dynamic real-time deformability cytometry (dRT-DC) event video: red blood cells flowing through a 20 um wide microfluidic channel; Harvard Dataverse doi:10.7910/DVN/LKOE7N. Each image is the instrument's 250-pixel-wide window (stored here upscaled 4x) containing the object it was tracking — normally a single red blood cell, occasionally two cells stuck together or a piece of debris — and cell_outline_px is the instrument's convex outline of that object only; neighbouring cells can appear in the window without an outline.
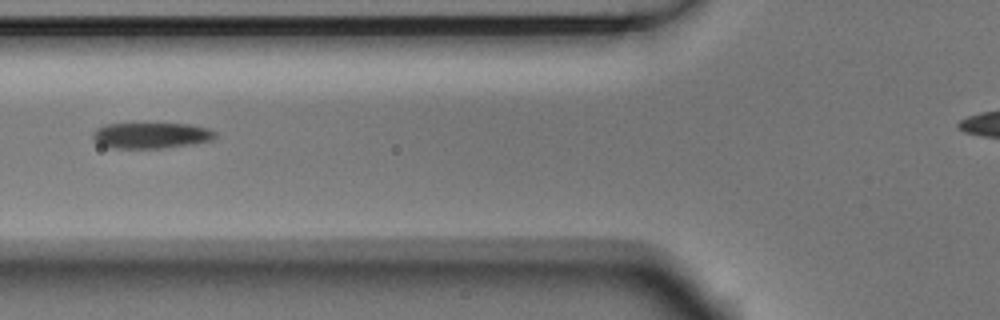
{"species": "Egyptian fruit bat (a non-hibernating species)", "species_latin": "Rousettus aegyptiacus", "temperature_condition": "room temperature", "stored_images_in_passage": 5, "camera_frame_rate_fps": 3000, "um_per_image_px": 0.085, "animal": {"sex": "male"}, "frame": {"image": 1, "passage_image": 3, "time_ms": 0.667, "image_size_px": [1000, 320], "cell_outline_px": [[216, 136], [212, 140], [196, 144], [164, 148], [112, 148], [100, 144], [92, 136], [92, 132], [96, 128], [104, 124], [188, 124], [208, 128], [216, 132]], "centroid_in_image_um": [12.87, 11.52], "position_along_channel_um": 112.9, "area_um2": 18.5}}
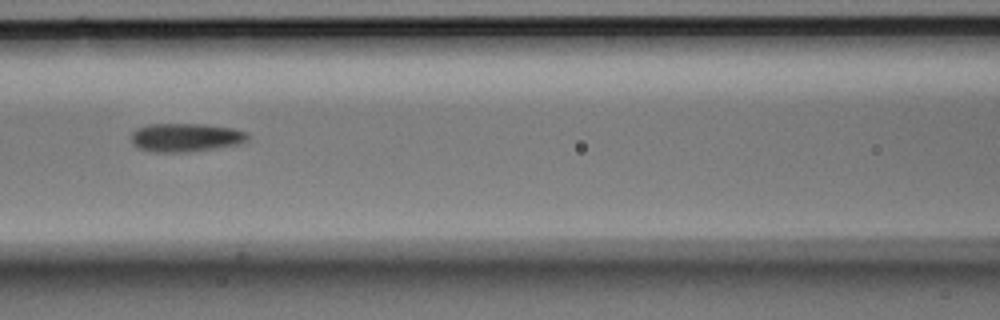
{"frame": {"image": 2, "passage_image": 4, "time_ms": 1.0, "image_size_px": [1000, 320], "cell_outline_px": [[248, 140], [240, 144], [216, 148], [188, 152], [148, 152], [136, 148], [132, 144], [132, 132], [136, 128], [148, 124], [204, 124], [232, 128], [248, 132]], "centroid_in_image_um": [15.76, 11.69], "position_along_channel_um": 150.8, "area_um2": 19.65}}
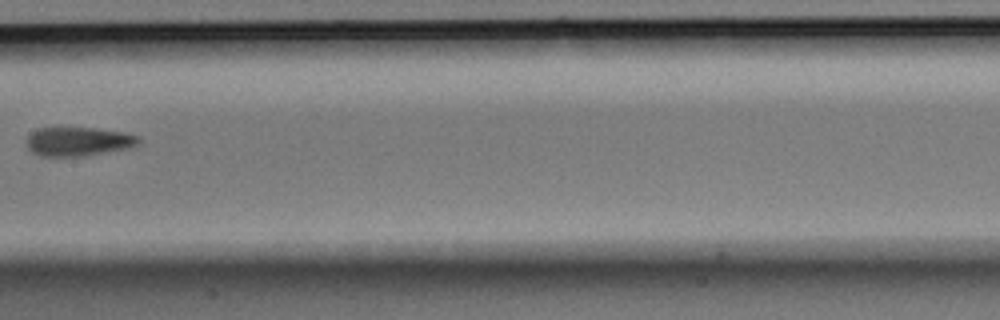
{"frame": {"image": 3, "passage_image": 5, "time_ms": 1.333, "image_size_px": [1000, 320], "cell_outline_px": [[140, 144], [128, 148], [84, 156], [40, 156], [32, 152], [28, 148], [28, 136], [32, 132], [40, 128], [96, 128], [124, 132], [140, 136]], "centroid_in_image_um": [6.7, 12.03], "position_along_channel_um": 200.7, "area_um2": 18.84}}